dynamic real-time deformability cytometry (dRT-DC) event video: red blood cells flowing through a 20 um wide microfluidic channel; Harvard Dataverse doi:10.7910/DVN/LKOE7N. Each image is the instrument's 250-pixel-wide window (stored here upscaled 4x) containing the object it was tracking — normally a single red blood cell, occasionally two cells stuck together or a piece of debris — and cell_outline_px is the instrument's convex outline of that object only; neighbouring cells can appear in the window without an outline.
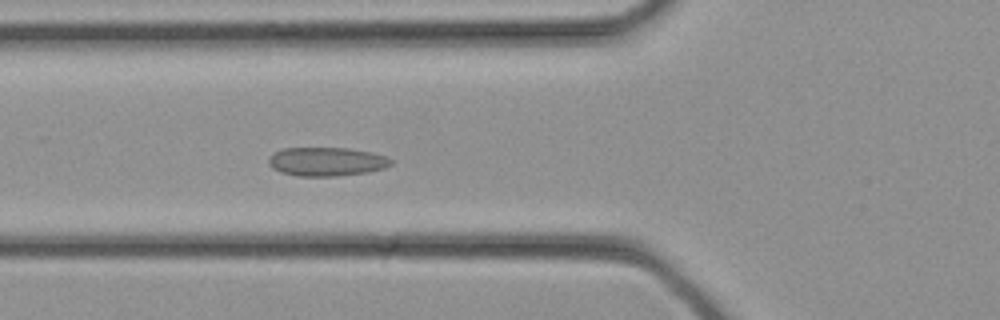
{"species": "common noctule bat (a hibernating species)", "species_latin": "Nyctalus noctula", "temperature_condition": "cold", "stored_images_in_passage": 26, "camera_frame_rate_fps": 3000, "um_per_image_px": 0.085, "animal": {"sex": "female", "body_mass_g": 21.9}, "frame": {"image": 1, "passage_image": 5, "time_ms": 1.333, "image_size_px": [1000, 320], "cell_outline_px": [[392, 164], [384, 168], [368, 172], [336, 176], [296, 176], [280, 172], [272, 168], [268, 164], [268, 156], [284, 148], [348, 148], [372, 152], [384, 156], [392, 160]], "centroid_in_image_um": [27.73, 13.74], "position_along_channel_um": 98.1, "area_um2": 20.58}}
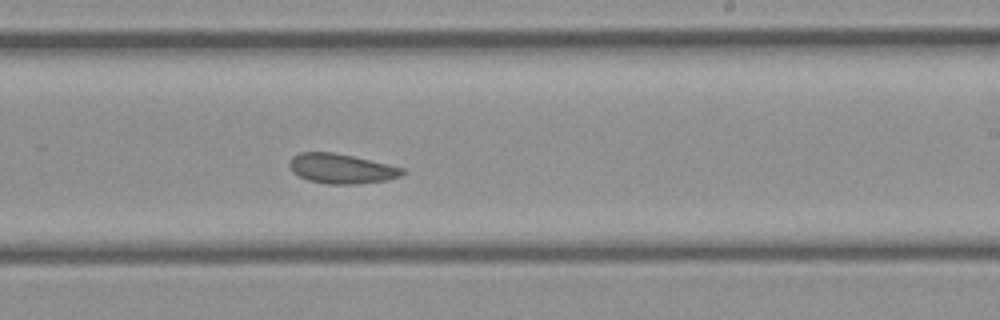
{"frame": {"image": 2, "passage_image": 13, "time_ms": 4.0, "image_size_px": [1000, 320], "cell_outline_px": [[404, 172], [400, 176], [388, 180], [356, 184], [328, 184], [308, 180], [292, 172], [288, 164], [288, 160], [292, 156], [300, 152], [332, 152], [352, 156], [404, 168]], "centroid_in_image_um": [28.97, 14.33], "position_along_channel_um": 260.0, "area_um2": 19.54}}
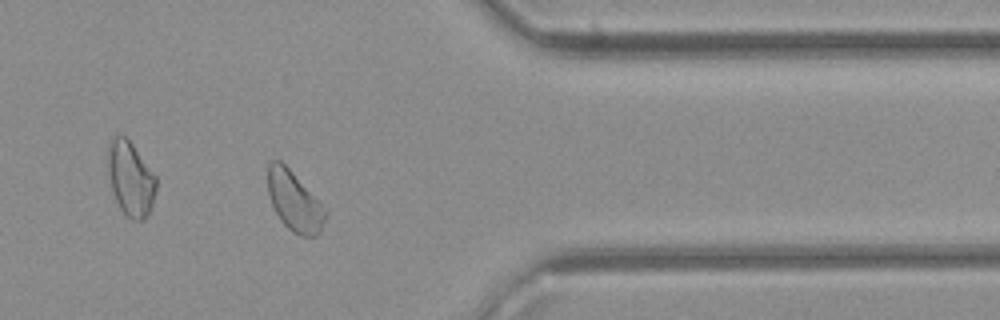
{"frame": {"image": 3, "passage_image": 20, "time_ms": 6.333, "image_size_px": [1000, 320], "cell_outline_px": [[328, 212], [320, 232], [316, 236], [300, 236], [292, 232], [280, 220], [272, 204], [268, 192], [268, 164], [272, 160], [280, 160], [328, 208]], "centroid_in_image_um": [25.06, 17.13], "position_along_channel_um": 386.3, "area_um2": 20.23}}